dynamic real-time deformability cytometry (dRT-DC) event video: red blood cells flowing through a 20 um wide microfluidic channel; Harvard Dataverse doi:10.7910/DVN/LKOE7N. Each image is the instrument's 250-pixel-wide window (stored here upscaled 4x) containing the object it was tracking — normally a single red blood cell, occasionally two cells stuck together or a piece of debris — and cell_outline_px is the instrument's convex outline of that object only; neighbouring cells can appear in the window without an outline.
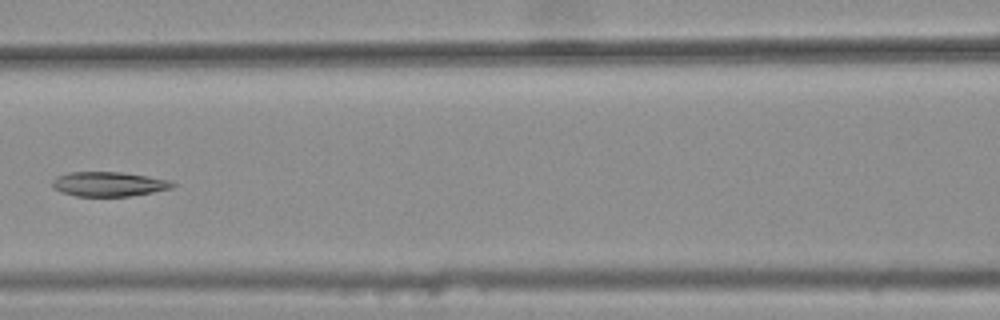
{"species": "common noctule bat (a hibernating species)", "species_latin": "Nyctalus noctula", "temperature_condition": "warm", "stored_images_in_passage": 6, "camera_frame_rate_fps": 3000, "um_per_image_px": 0.085, "animal": {"sex": "female", "body_mass_g": 25.1}, "frame": {"image": 1, "passage_image": 6, "time_ms": 1.667, "image_size_px": [1000, 320], "cell_outline_px": [[176, 184], [172, 188], [152, 192], [128, 196], [76, 196], [60, 192], [52, 188], [52, 180], [56, 176], [68, 172], [120, 172], [168, 180]], "centroid_in_image_um": [9.17, 15.65], "position_along_channel_um": 157.4, "area_um2": 17.11}}